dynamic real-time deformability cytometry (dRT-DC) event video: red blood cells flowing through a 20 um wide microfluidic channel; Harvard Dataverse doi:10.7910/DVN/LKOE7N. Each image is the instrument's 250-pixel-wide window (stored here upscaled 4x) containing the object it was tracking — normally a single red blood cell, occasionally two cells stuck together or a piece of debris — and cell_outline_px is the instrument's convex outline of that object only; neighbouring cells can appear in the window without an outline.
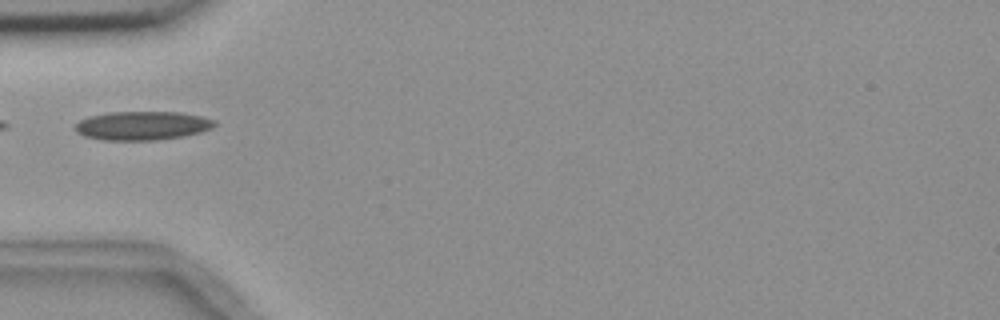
{"species": "common noctule bat (a hibernating species)", "species_latin": "Nyctalus noctula", "temperature_condition": "room temperature", "stored_images_in_passage": 10, "camera_frame_rate_fps": 3000, "um_per_image_px": 0.085, "animal": {"sex": "female", "body_mass_g": 18.4}, "frame": {"image": 1, "passage_image": 4, "time_ms": 4.667, "image_size_px": [1000, 320], "cell_outline_px": [[216, 124], [212, 128], [200, 132], [184, 136], [156, 140], [104, 140], [84, 136], [76, 132], [76, 124], [80, 120], [88, 116], [112, 112], [180, 112], [200, 116], [216, 120]], "centroid_in_image_um": [12.11, 10.68], "position_along_channel_um": 72.9, "area_um2": 23.35}}
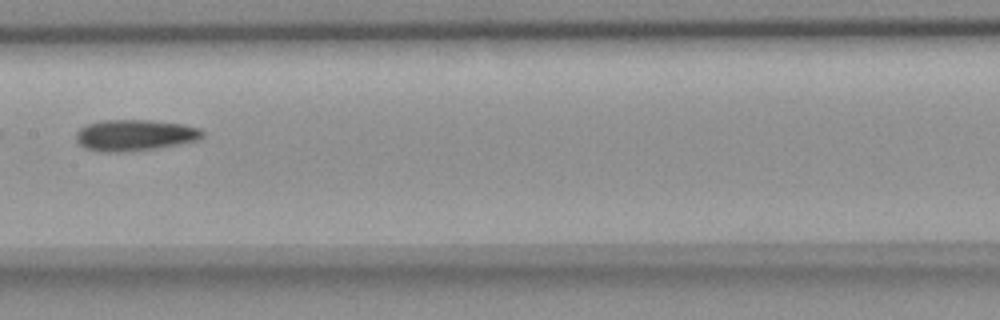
{"frame": {"image": 2, "passage_image": 7, "time_ms": 8.0, "image_size_px": [1000, 320], "cell_outline_px": [[204, 136], [196, 140], [156, 148], [132, 152], [100, 152], [84, 148], [76, 140], [76, 132], [80, 128], [88, 124], [104, 120], [152, 120], [180, 124], [200, 128], [204, 132]], "centroid_in_image_um": [11.42, 11.5], "position_along_channel_um": 196.0, "area_um2": 23.0}}
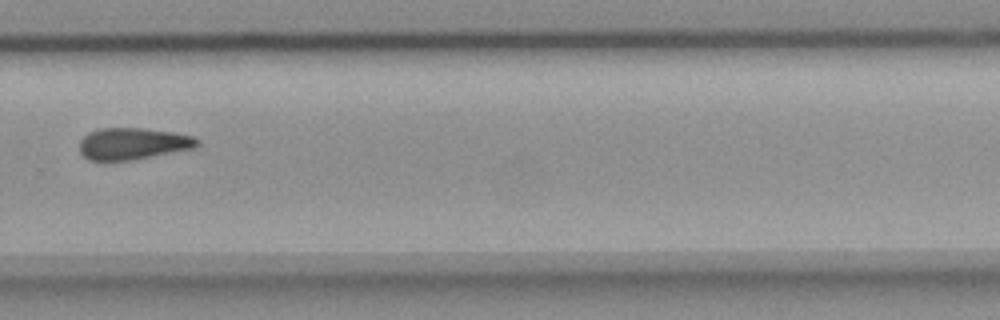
{"frame": {"image": 3, "passage_image": 10, "time_ms": 11.333, "image_size_px": [1000, 320], "cell_outline_px": [[200, 144], [192, 148], [132, 160], [88, 160], [80, 152], [80, 140], [88, 132], [100, 128], [144, 128], [172, 132], [192, 136], [200, 140]], "centroid_in_image_um": [11.27, 12.2], "position_along_channel_um": 318.5, "area_um2": 21.62}}